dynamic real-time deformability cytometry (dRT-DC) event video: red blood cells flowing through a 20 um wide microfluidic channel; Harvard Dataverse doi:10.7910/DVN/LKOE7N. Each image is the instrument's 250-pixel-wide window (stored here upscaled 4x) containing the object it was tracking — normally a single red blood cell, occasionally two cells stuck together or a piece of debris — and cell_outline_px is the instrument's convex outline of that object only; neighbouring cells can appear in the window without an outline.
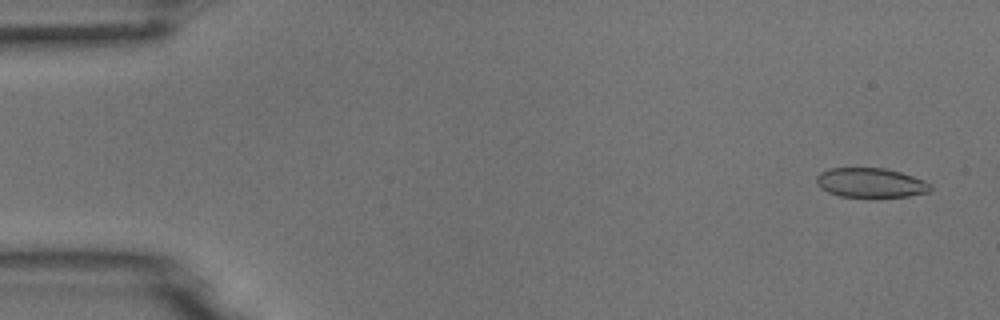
{"species": "common noctule bat (a hibernating species)", "species_latin": "Nyctalus noctula", "temperature_condition": "room temperature", "stored_images_in_passage": 52, "camera_frame_rate_fps": 3000, "um_per_image_px": 0.085, "animal": {"sex": "male", "body_mass_g": 18.8}, "frame": {"image": 1, "passage_image": 3, "time_ms": 0.667, "image_size_px": [1000, 320], "cell_outline_px": [[932, 192], [908, 196], [840, 196], [828, 192], [820, 188], [816, 184], [816, 176], [820, 172], [828, 168], [884, 168], [900, 172], [924, 180], [932, 184]], "centroid_in_image_um": [74.01, 15.52], "position_along_channel_um": 11.0, "area_um2": 19.59}}
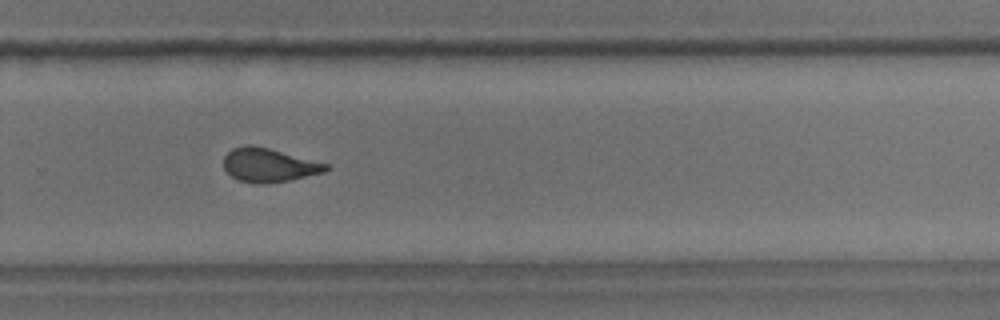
{"frame": {"image": 2, "passage_image": 35, "time_ms": 11.333, "image_size_px": [1000, 320], "cell_outline_px": [[332, 168], [324, 172], [288, 180], [264, 184], [256, 184], [240, 180], [232, 176], [224, 168], [224, 156], [232, 148], [248, 144], [252, 144], [268, 148], [328, 164]], "centroid_in_image_um": [22.85, 14.03], "position_along_channel_um": 307.0, "area_um2": 19.94}}
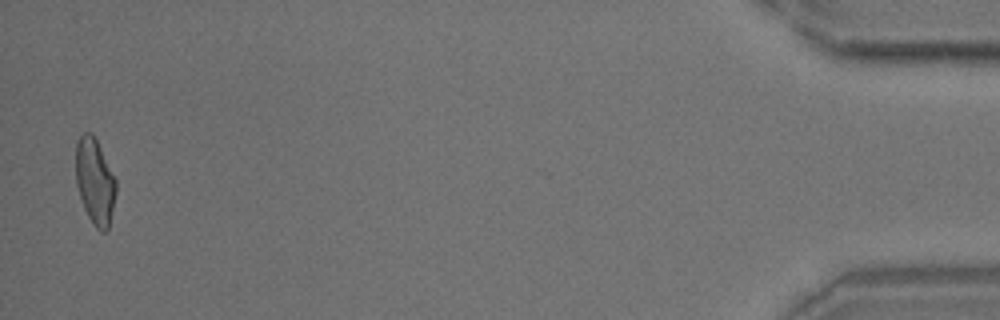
{"frame": {"image": 3, "passage_image": 51, "time_ms": 16.667, "image_size_px": [1000, 320], "cell_outline_px": [[116, 192], [108, 228], [104, 232], [100, 232], [92, 224], [84, 208], [76, 184], [76, 144], [80, 136], [84, 132], [92, 132], [116, 180]], "centroid_in_image_um": [8.05, 15.43], "position_along_channel_um": 427.1, "area_um2": 19.88}}